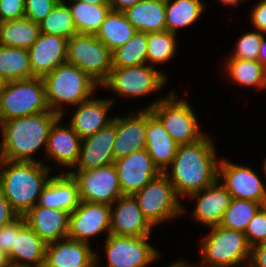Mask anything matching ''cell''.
I'll list each match as a JSON object with an SVG mask.
<instances>
[{
    "label": "cell",
    "instance_id": "cell-1",
    "mask_svg": "<svg viewBox=\"0 0 266 267\" xmlns=\"http://www.w3.org/2000/svg\"><path fill=\"white\" fill-rule=\"evenodd\" d=\"M215 153L212 139L206 134L197 142L178 146L169 165L171 175L168 170L164 172L178 197L201 191L219 179Z\"/></svg>",
    "mask_w": 266,
    "mask_h": 267
},
{
    "label": "cell",
    "instance_id": "cell-2",
    "mask_svg": "<svg viewBox=\"0 0 266 267\" xmlns=\"http://www.w3.org/2000/svg\"><path fill=\"white\" fill-rule=\"evenodd\" d=\"M60 117L48 110L36 115L13 118L0 124L3 160L37 162L33 154L41 146L47 148L48 135L55 120Z\"/></svg>",
    "mask_w": 266,
    "mask_h": 267
},
{
    "label": "cell",
    "instance_id": "cell-3",
    "mask_svg": "<svg viewBox=\"0 0 266 267\" xmlns=\"http://www.w3.org/2000/svg\"><path fill=\"white\" fill-rule=\"evenodd\" d=\"M49 170L51 168L40 161H2L0 190L19 216H24L39 201L42 190L50 179Z\"/></svg>",
    "mask_w": 266,
    "mask_h": 267
},
{
    "label": "cell",
    "instance_id": "cell-4",
    "mask_svg": "<svg viewBox=\"0 0 266 267\" xmlns=\"http://www.w3.org/2000/svg\"><path fill=\"white\" fill-rule=\"evenodd\" d=\"M43 80L49 110L59 116L64 114V104L77 106L91 99L93 91L99 86L87 73L67 62L57 66Z\"/></svg>",
    "mask_w": 266,
    "mask_h": 267
},
{
    "label": "cell",
    "instance_id": "cell-5",
    "mask_svg": "<svg viewBox=\"0 0 266 267\" xmlns=\"http://www.w3.org/2000/svg\"><path fill=\"white\" fill-rule=\"evenodd\" d=\"M48 110L45 84L41 77L5 82L0 90V124Z\"/></svg>",
    "mask_w": 266,
    "mask_h": 267
},
{
    "label": "cell",
    "instance_id": "cell-6",
    "mask_svg": "<svg viewBox=\"0 0 266 267\" xmlns=\"http://www.w3.org/2000/svg\"><path fill=\"white\" fill-rule=\"evenodd\" d=\"M202 242V265L204 267H235L240 263L249 264L251 246L243 232L220 225L209 227Z\"/></svg>",
    "mask_w": 266,
    "mask_h": 267
},
{
    "label": "cell",
    "instance_id": "cell-7",
    "mask_svg": "<svg viewBox=\"0 0 266 267\" xmlns=\"http://www.w3.org/2000/svg\"><path fill=\"white\" fill-rule=\"evenodd\" d=\"M144 109H150L160 119L170 137L179 145L197 142L205 135L199 129L190 104L185 99L178 100L174 92Z\"/></svg>",
    "mask_w": 266,
    "mask_h": 267
},
{
    "label": "cell",
    "instance_id": "cell-8",
    "mask_svg": "<svg viewBox=\"0 0 266 267\" xmlns=\"http://www.w3.org/2000/svg\"><path fill=\"white\" fill-rule=\"evenodd\" d=\"M66 62L79 67L99 86L112 69L111 51L96 35L76 34L68 39Z\"/></svg>",
    "mask_w": 266,
    "mask_h": 267
},
{
    "label": "cell",
    "instance_id": "cell-9",
    "mask_svg": "<svg viewBox=\"0 0 266 267\" xmlns=\"http://www.w3.org/2000/svg\"><path fill=\"white\" fill-rule=\"evenodd\" d=\"M147 220L155 226L185 212L173 184L161 173L133 195Z\"/></svg>",
    "mask_w": 266,
    "mask_h": 267
},
{
    "label": "cell",
    "instance_id": "cell-10",
    "mask_svg": "<svg viewBox=\"0 0 266 267\" xmlns=\"http://www.w3.org/2000/svg\"><path fill=\"white\" fill-rule=\"evenodd\" d=\"M167 77L153 65L134 67H112L108 78L100 85L122 96L142 97L158 91Z\"/></svg>",
    "mask_w": 266,
    "mask_h": 267
},
{
    "label": "cell",
    "instance_id": "cell-11",
    "mask_svg": "<svg viewBox=\"0 0 266 267\" xmlns=\"http://www.w3.org/2000/svg\"><path fill=\"white\" fill-rule=\"evenodd\" d=\"M68 173L77 181L81 201L114 205L123 195L114 163Z\"/></svg>",
    "mask_w": 266,
    "mask_h": 267
},
{
    "label": "cell",
    "instance_id": "cell-12",
    "mask_svg": "<svg viewBox=\"0 0 266 267\" xmlns=\"http://www.w3.org/2000/svg\"><path fill=\"white\" fill-rule=\"evenodd\" d=\"M149 238L109 234L105 241L108 267H146L151 264L160 254L148 243ZM97 258L96 267H99Z\"/></svg>",
    "mask_w": 266,
    "mask_h": 267
},
{
    "label": "cell",
    "instance_id": "cell-13",
    "mask_svg": "<svg viewBox=\"0 0 266 267\" xmlns=\"http://www.w3.org/2000/svg\"><path fill=\"white\" fill-rule=\"evenodd\" d=\"M231 194L232 198L245 199L266 205V188L262 180L248 166H242L220 160L218 178Z\"/></svg>",
    "mask_w": 266,
    "mask_h": 267
},
{
    "label": "cell",
    "instance_id": "cell-14",
    "mask_svg": "<svg viewBox=\"0 0 266 267\" xmlns=\"http://www.w3.org/2000/svg\"><path fill=\"white\" fill-rule=\"evenodd\" d=\"M111 205L80 201L69 216L67 238L89 243V238L107 230L110 234Z\"/></svg>",
    "mask_w": 266,
    "mask_h": 267
},
{
    "label": "cell",
    "instance_id": "cell-15",
    "mask_svg": "<svg viewBox=\"0 0 266 267\" xmlns=\"http://www.w3.org/2000/svg\"><path fill=\"white\" fill-rule=\"evenodd\" d=\"M114 165L123 195H134L161 174L146 149L115 160Z\"/></svg>",
    "mask_w": 266,
    "mask_h": 267
},
{
    "label": "cell",
    "instance_id": "cell-16",
    "mask_svg": "<svg viewBox=\"0 0 266 267\" xmlns=\"http://www.w3.org/2000/svg\"><path fill=\"white\" fill-rule=\"evenodd\" d=\"M111 205L110 234L127 237L150 236L154 227L144 216L133 195H122Z\"/></svg>",
    "mask_w": 266,
    "mask_h": 267
},
{
    "label": "cell",
    "instance_id": "cell-17",
    "mask_svg": "<svg viewBox=\"0 0 266 267\" xmlns=\"http://www.w3.org/2000/svg\"><path fill=\"white\" fill-rule=\"evenodd\" d=\"M115 137L116 117L94 135L82 139L79 159L75 165L76 170H88L113 164V143Z\"/></svg>",
    "mask_w": 266,
    "mask_h": 267
},
{
    "label": "cell",
    "instance_id": "cell-18",
    "mask_svg": "<svg viewBox=\"0 0 266 267\" xmlns=\"http://www.w3.org/2000/svg\"><path fill=\"white\" fill-rule=\"evenodd\" d=\"M68 39L40 33L37 41L28 49L32 77L49 74L57 66L66 63Z\"/></svg>",
    "mask_w": 266,
    "mask_h": 267
},
{
    "label": "cell",
    "instance_id": "cell-19",
    "mask_svg": "<svg viewBox=\"0 0 266 267\" xmlns=\"http://www.w3.org/2000/svg\"><path fill=\"white\" fill-rule=\"evenodd\" d=\"M147 109L127 117H116V137L113 143L114 161L134 151L146 149Z\"/></svg>",
    "mask_w": 266,
    "mask_h": 267
},
{
    "label": "cell",
    "instance_id": "cell-20",
    "mask_svg": "<svg viewBox=\"0 0 266 267\" xmlns=\"http://www.w3.org/2000/svg\"><path fill=\"white\" fill-rule=\"evenodd\" d=\"M70 213L36 204L24 216L26 224L46 243L67 238Z\"/></svg>",
    "mask_w": 266,
    "mask_h": 267
},
{
    "label": "cell",
    "instance_id": "cell-21",
    "mask_svg": "<svg viewBox=\"0 0 266 267\" xmlns=\"http://www.w3.org/2000/svg\"><path fill=\"white\" fill-rule=\"evenodd\" d=\"M89 243L65 238L46 245L44 267H96Z\"/></svg>",
    "mask_w": 266,
    "mask_h": 267
},
{
    "label": "cell",
    "instance_id": "cell-22",
    "mask_svg": "<svg viewBox=\"0 0 266 267\" xmlns=\"http://www.w3.org/2000/svg\"><path fill=\"white\" fill-rule=\"evenodd\" d=\"M219 182V183H218ZM217 180L201 191L190 194V198H198L192 213L193 218L208 227L219 225L225 210L232 200L228 190ZM202 194V195H201Z\"/></svg>",
    "mask_w": 266,
    "mask_h": 267
},
{
    "label": "cell",
    "instance_id": "cell-23",
    "mask_svg": "<svg viewBox=\"0 0 266 267\" xmlns=\"http://www.w3.org/2000/svg\"><path fill=\"white\" fill-rule=\"evenodd\" d=\"M63 116L58 117L50 128L47 148V157H51L59 165L75 168L80 155L82 139L69 124L63 127L59 121Z\"/></svg>",
    "mask_w": 266,
    "mask_h": 267
},
{
    "label": "cell",
    "instance_id": "cell-24",
    "mask_svg": "<svg viewBox=\"0 0 266 267\" xmlns=\"http://www.w3.org/2000/svg\"><path fill=\"white\" fill-rule=\"evenodd\" d=\"M178 146L179 144L170 137L160 119L147 109L146 150L161 173L169 168Z\"/></svg>",
    "mask_w": 266,
    "mask_h": 267
},
{
    "label": "cell",
    "instance_id": "cell-25",
    "mask_svg": "<svg viewBox=\"0 0 266 267\" xmlns=\"http://www.w3.org/2000/svg\"><path fill=\"white\" fill-rule=\"evenodd\" d=\"M80 201L77 181L66 172L50 177L37 204L46 208L65 210L71 214Z\"/></svg>",
    "mask_w": 266,
    "mask_h": 267
},
{
    "label": "cell",
    "instance_id": "cell-26",
    "mask_svg": "<svg viewBox=\"0 0 266 267\" xmlns=\"http://www.w3.org/2000/svg\"><path fill=\"white\" fill-rule=\"evenodd\" d=\"M113 102V99L96 98L82 102L77 105L69 124L81 139L92 136L113 121L107 117Z\"/></svg>",
    "mask_w": 266,
    "mask_h": 267
},
{
    "label": "cell",
    "instance_id": "cell-27",
    "mask_svg": "<svg viewBox=\"0 0 266 267\" xmlns=\"http://www.w3.org/2000/svg\"><path fill=\"white\" fill-rule=\"evenodd\" d=\"M46 245L26 224L18 235H15L14 245L7 254L8 262L16 263L21 267H44Z\"/></svg>",
    "mask_w": 266,
    "mask_h": 267
},
{
    "label": "cell",
    "instance_id": "cell-28",
    "mask_svg": "<svg viewBox=\"0 0 266 267\" xmlns=\"http://www.w3.org/2000/svg\"><path fill=\"white\" fill-rule=\"evenodd\" d=\"M123 13L136 31L145 33L166 31L165 0H140Z\"/></svg>",
    "mask_w": 266,
    "mask_h": 267
},
{
    "label": "cell",
    "instance_id": "cell-29",
    "mask_svg": "<svg viewBox=\"0 0 266 267\" xmlns=\"http://www.w3.org/2000/svg\"><path fill=\"white\" fill-rule=\"evenodd\" d=\"M40 25L22 17L0 22V45L29 49L40 35Z\"/></svg>",
    "mask_w": 266,
    "mask_h": 267
},
{
    "label": "cell",
    "instance_id": "cell-30",
    "mask_svg": "<svg viewBox=\"0 0 266 267\" xmlns=\"http://www.w3.org/2000/svg\"><path fill=\"white\" fill-rule=\"evenodd\" d=\"M136 32L123 12L110 10L96 37L112 52L124 45Z\"/></svg>",
    "mask_w": 266,
    "mask_h": 267
},
{
    "label": "cell",
    "instance_id": "cell-31",
    "mask_svg": "<svg viewBox=\"0 0 266 267\" xmlns=\"http://www.w3.org/2000/svg\"><path fill=\"white\" fill-rule=\"evenodd\" d=\"M31 77L28 49L0 45V79L5 83Z\"/></svg>",
    "mask_w": 266,
    "mask_h": 267
},
{
    "label": "cell",
    "instance_id": "cell-32",
    "mask_svg": "<svg viewBox=\"0 0 266 267\" xmlns=\"http://www.w3.org/2000/svg\"><path fill=\"white\" fill-rule=\"evenodd\" d=\"M205 6L201 0H165L166 31L173 34L193 24Z\"/></svg>",
    "mask_w": 266,
    "mask_h": 267
},
{
    "label": "cell",
    "instance_id": "cell-33",
    "mask_svg": "<svg viewBox=\"0 0 266 267\" xmlns=\"http://www.w3.org/2000/svg\"><path fill=\"white\" fill-rule=\"evenodd\" d=\"M71 9L77 34L96 35L107 14L110 5H93L83 1L72 0Z\"/></svg>",
    "mask_w": 266,
    "mask_h": 267
},
{
    "label": "cell",
    "instance_id": "cell-34",
    "mask_svg": "<svg viewBox=\"0 0 266 267\" xmlns=\"http://www.w3.org/2000/svg\"><path fill=\"white\" fill-rule=\"evenodd\" d=\"M112 67H134L147 63V33L136 31L124 45L111 52Z\"/></svg>",
    "mask_w": 266,
    "mask_h": 267
},
{
    "label": "cell",
    "instance_id": "cell-35",
    "mask_svg": "<svg viewBox=\"0 0 266 267\" xmlns=\"http://www.w3.org/2000/svg\"><path fill=\"white\" fill-rule=\"evenodd\" d=\"M225 68L230 78L239 85L266 88V70L258 60L229 58Z\"/></svg>",
    "mask_w": 266,
    "mask_h": 267
},
{
    "label": "cell",
    "instance_id": "cell-36",
    "mask_svg": "<svg viewBox=\"0 0 266 267\" xmlns=\"http://www.w3.org/2000/svg\"><path fill=\"white\" fill-rule=\"evenodd\" d=\"M39 25L41 33L57 35L67 39L77 34L71 9L64 0H60Z\"/></svg>",
    "mask_w": 266,
    "mask_h": 267
},
{
    "label": "cell",
    "instance_id": "cell-37",
    "mask_svg": "<svg viewBox=\"0 0 266 267\" xmlns=\"http://www.w3.org/2000/svg\"><path fill=\"white\" fill-rule=\"evenodd\" d=\"M262 206L254 201L232 198L219 225L244 233L248 223Z\"/></svg>",
    "mask_w": 266,
    "mask_h": 267
},
{
    "label": "cell",
    "instance_id": "cell-38",
    "mask_svg": "<svg viewBox=\"0 0 266 267\" xmlns=\"http://www.w3.org/2000/svg\"><path fill=\"white\" fill-rule=\"evenodd\" d=\"M176 34L169 31L147 33V61L165 63L176 51Z\"/></svg>",
    "mask_w": 266,
    "mask_h": 267
},
{
    "label": "cell",
    "instance_id": "cell-39",
    "mask_svg": "<svg viewBox=\"0 0 266 267\" xmlns=\"http://www.w3.org/2000/svg\"><path fill=\"white\" fill-rule=\"evenodd\" d=\"M263 34L261 32H249L242 35L237 41L235 51L229 58L243 60H258V53Z\"/></svg>",
    "mask_w": 266,
    "mask_h": 267
},
{
    "label": "cell",
    "instance_id": "cell-40",
    "mask_svg": "<svg viewBox=\"0 0 266 267\" xmlns=\"http://www.w3.org/2000/svg\"><path fill=\"white\" fill-rule=\"evenodd\" d=\"M244 234L251 247L266 242V205L248 223Z\"/></svg>",
    "mask_w": 266,
    "mask_h": 267
},
{
    "label": "cell",
    "instance_id": "cell-41",
    "mask_svg": "<svg viewBox=\"0 0 266 267\" xmlns=\"http://www.w3.org/2000/svg\"><path fill=\"white\" fill-rule=\"evenodd\" d=\"M59 1L60 0H25V17L39 24Z\"/></svg>",
    "mask_w": 266,
    "mask_h": 267
},
{
    "label": "cell",
    "instance_id": "cell-42",
    "mask_svg": "<svg viewBox=\"0 0 266 267\" xmlns=\"http://www.w3.org/2000/svg\"><path fill=\"white\" fill-rule=\"evenodd\" d=\"M26 225L23 216H19L16 220L8 225L0 227V249L8 254L14 245L15 235Z\"/></svg>",
    "mask_w": 266,
    "mask_h": 267
},
{
    "label": "cell",
    "instance_id": "cell-43",
    "mask_svg": "<svg viewBox=\"0 0 266 267\" xmlns=\"http://www.w3.org/2000/svg\"><path fill=\"white\" fill-rule=\"evenodd\" d=\"M25 16V0H0V22Z\"/></svg>",
    "mask_w": 266,
    "mask_h": 267
},
{
    "label": "cell",
    "instance_id": "cell-44",
    "mask_svg": "<svg viewBox=\"0 0 266 267\" xmlns=\"http://www.w3.org/2000/svg\"><path fill=\"white\" fill-rule=\"evenodd\" d=\"M251 21L257 31L266 33V1L261 0L251 13Z\"/></svg>",
    "mask_w": 266,
    "mask_h": 267
},
{
    "label": "cell",
    "instance_id": "cell-45",
    "mask_svg": "<svg viewBox=\"0 0 266 267\" xmlns=\"http://www.w3.org/2000/svg\"><path fill=\"white\" fill-rule=\"evenodd\" d=\"M19 215L12 209L9 201L0 190V227L13 222Z\"/></svg>",
    "mask_w": 266,
    "mask_h": 267
},
{
    "label": "cell",
    "instance_id": "cell-46",
    "mask_svg": "<svg viewBox=\"0 0 266 267\" xmlns=\"http://www.w3.org/2000/svg\"><path fill=\"white\" fill-rule=\"evenodd\" d=\"M245 267H266V242L251 247L250 261Z\"/></svg>",
    "mask_w": 266,
    "mask_h": 267
},
{
    "label": "cell",
    "instance_id": "cell-47",
    "mask_svg": "<svg viewBox=\"0 0 266 267\" xmlns=\"http://www.w3.org/2000/svg\"><path fill=\"white\" fill-rule=\"evenodd\" d=\"M140 0H110L111 10L124 12L126 9L134 6Z\"/></svg>",
    "mask_w": 266,
    "mask_h": 267
},
{
    "label": "cell",
    "instance_id": "cell-48",
    "mask_svg": "<svg viewBox=\"0 0 266 267\" xmlns=\"http://www.w3.org/2000/svg\"><path fill=\"white\" fill-rule=\"evenodd\" d=\"M258 61L263 65L266 70V41L264 36L262 37L259 53H258Z\"/></svg>",
    "mask_w": 266,
    "mask_h": 267
},
{
    "label": "cell",
    "instance_id": "cell-49",
    "mask_svg": "<svg viewBox=\"0 0 266 267\" xmlns=\"http://www.w3.org/2000/svg\"><path fill=\"white\" fill-rule=\"evenodd\" d=\"M93 5H110V0H78Z\"/></svg>",
    "mask_w": 266,
    "mask_h": 267
},
{
    "label": "cell",
    "instance_id": "cell-50",
    "mask_svg": "<svg viewBox=\"0 0 266 267\" xmlns=\"http://www.w3.org/2000/svg\"><path fill=\"white\" fill-rule=\"evenodd\" d=\"M169 267H194V266L193 265H189L188 263H185L184 260L183 261L179 260V261L173 263Z\"/></svg>",
    "mask_w": 266,
    "mask_h": 267
},
{
    "label": "cell",
    "instance_id": "cell-51",
    "mask_svg": "<svg viewBox=\"0 0 266 267\" xmlns=\"http://www.w3.org/2000/svg\"><path fill=\"white\" fill-rule=\"evenodd\" d=\"M8 262L7 254L0 249V266Z\"/></svg>",
    "mask_w": 266,
    "mask_h": 267
},
{
    "label": "cell",
    "instance_id": "cell-52",
    "mask_svg": "<svg viewBox=\"0 0 266 267\" xmlns=\"http://www.w3.org/2000/svg\"><path fill=\"white\" fill-rule=\"evenodd\" d=\"M225 4H229V5H237L241 0H219Z\"/></svg>",
    "mask_w": 266,
    "mask_h": 267
},
{
    "label": "cell",
    "instance_id": "cell-53",
    "mask_svg": "<svg viewBox=\"0 0 266 267\" xmlns=\"http://www.w3.org/2000/svg\"><path fill=\"white\" fill-rule=\"evenodd\" d=\"M0 267H21V266H19L16 263H13V262H7L6 264H4V265H2Z\"/></svg>",
    "mask_w": 266,
    "mask_h": 267
},
{
    "label": "cell",
    "instance_id": "cell-54",
    "mask_svg": "<svg viewBox=\"0 0 266 267\" xmlns=\"http://www.w3.org/2000/svg\"><path fill=\"white\" fill-rule=\"evenodd\" d=\"M262 165L264 166V173L266 174V159L264 160V163Z\"/></svg>",
    "mask_w": 266,
    "mask_h": 267
},
{
    "label": "cell",
    "instance_id": "cell-55",
    "mask_svg": "<svg viewBox=\"0 0 266 267\" xmlns=\"http://www.w3.org/2000/svg\"><path fill=\"white\" fill-rule=\"evenodd\" d=\"M2 161H3V158H2V152H1V149H0V167H1Z\"/></svg>",
    "mask_w": 266,
    "mask_h": 267
},
{
    "label": "cell",
    "instance_id": "cell-56",
    "mask_svg": "<svg viewBox=\"0 0 266 267\" xmlns=\"http://www.w3.org/2000/svg\"><path fill=\"white\" fill-rule=\"evenodd\" d=\"M4 82L0 79V90L2 89Z\"/></svg>",
    "mask_w": 266,
    "mask_h": 267
}]
</instances>
